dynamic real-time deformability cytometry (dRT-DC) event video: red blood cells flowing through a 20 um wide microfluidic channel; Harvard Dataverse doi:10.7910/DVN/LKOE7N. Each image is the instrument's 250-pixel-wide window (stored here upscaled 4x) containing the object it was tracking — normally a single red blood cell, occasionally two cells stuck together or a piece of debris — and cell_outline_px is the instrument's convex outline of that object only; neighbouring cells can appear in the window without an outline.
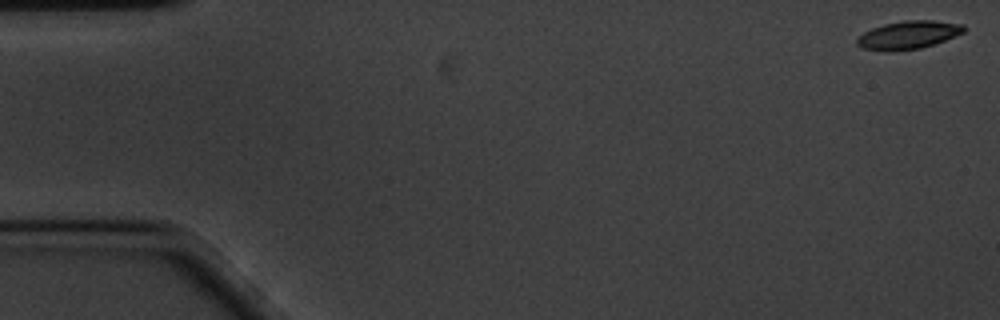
{"species": "common noctule bat (a hibernating species)", "species_latin": "Nyctalus noctula", "temperature_condition": "cold", "stored_images_in_passage": 58, "camera_frame_rate_fps": 3000, "um_per_image_px": 0.085, "animal": {"sex": "male", "body_mass_g": 20.1, "forearm_length_mm": 53.5}, "frame": {"image": 1, "passage_image": 1, "time_ms": 0.0, "image_size_px": [1000, 320], "cell_outline_px": [[964, 32], [944, 40], [920, 48], [892, 52], [884, 52], [860, 48], [856, 44], [856, 40], [864, 32], [872, 28], [884, 24], [904, 20], [932, 20], [964, 24]], "centroid_in_image_um": [77.16, 2.98], "position_along_channel_um": 7.8, "area_um2": 17.57}}
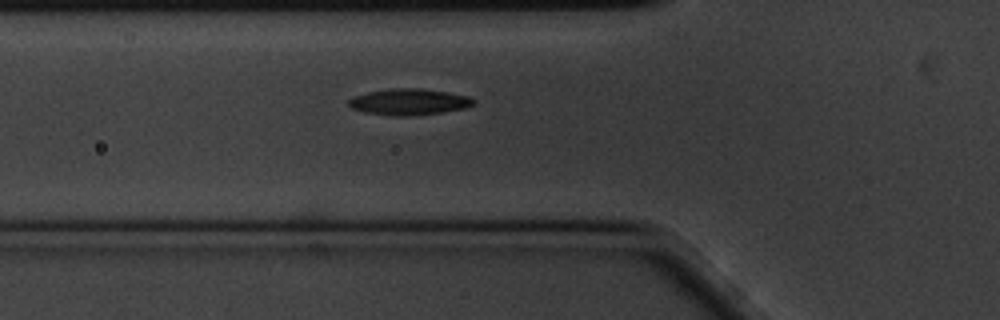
{"frame": {"image": 2, "passage_image": 20, "time_ms": 6.333, "image_size_px": [1000, 320], "cell_outline_px": [[476, 104], [468, 108], [440, 112], [408, 116], [396, 116], [364, 112], [352, 108], [348, 104], [348, 100], [352, 96], [368, 92], [392, 88], [420, 88], [448, 92], [468, 96], [476, 100]], "centroid_in_image_um": [34.79, 8.65], "position_along_channel_um": 91.0, "area_um2": 19.19}}
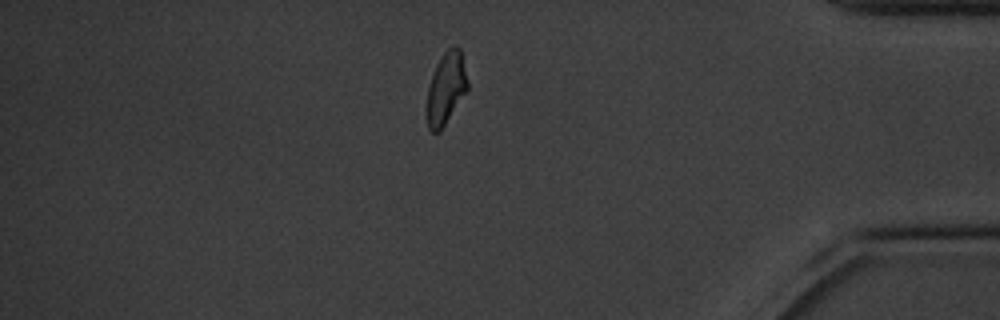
{"frame": {"image": 3, "passage_image": 50, "time_ms": 16.333, "image_size_px": [1000, 320], "cell_outline_px": [[468, 88], [440, 132], [432, 132], [428, 128], [428, 88], [436, 64], [444, 52], [448, 48], [460, 48], [468, 80]], "centroid_in_image_um": [37.92, 7.51], "position_along_channel_um": 397.3, "area_um2": 16.59}, "authors_computed_cell_mechanics": {"area_um2": 17.9758, "velocity_mm_per_s": 3.3996, "shape_relaxation_time_tau1_ms": 2.386, "shape_relaxation_time_tau2_ms": null, "deformation_change_tau1": 0.1114, "deformation_change_tau2": null}}